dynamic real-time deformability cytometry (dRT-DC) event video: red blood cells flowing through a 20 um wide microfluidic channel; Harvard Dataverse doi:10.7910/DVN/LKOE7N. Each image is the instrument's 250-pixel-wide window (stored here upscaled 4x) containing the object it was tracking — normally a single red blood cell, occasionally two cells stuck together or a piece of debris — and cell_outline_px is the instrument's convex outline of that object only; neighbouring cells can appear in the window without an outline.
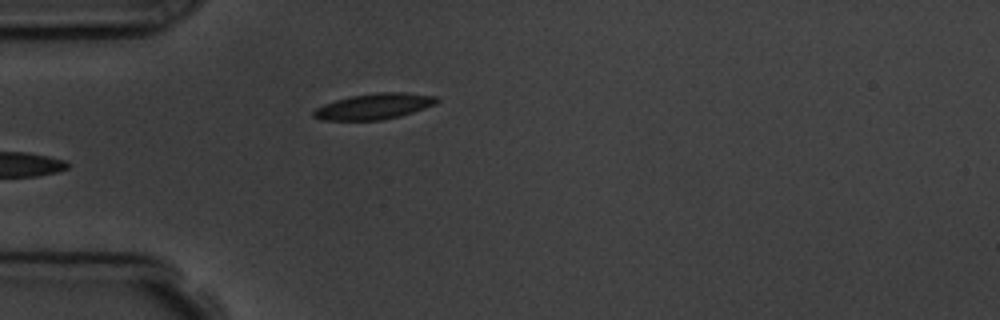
{"species": "common noctule bat (a hibernating species)", "species_latin": "Nyctalus noctula", "temperature_condition": "room temperature", "stored_images_in_passage": 5, "camera_frame_rate_fps": 3000, "um_per_image_px": 0.085, "animal": {"sex": "male", "body_mass_g": 19.5, "forearm_length_mm": 54.6}, "frame": {"image": 1, "passage_image": 5, "time_ms": 4.667, "image_size_px": [1000, 320], "cell_outline_px": [[440, 100], [436, 104], [400, 116], [380, 120], [320, 120], [312, 116], [312, 112], [316, 108], [324, 104], [348, 96], [376, 92], [404, 92], [436, 96]], "centroid_in_image_um": [31.78, 9.03], "position_along_channel_um": 53.2, "area_um2": 18.61}}